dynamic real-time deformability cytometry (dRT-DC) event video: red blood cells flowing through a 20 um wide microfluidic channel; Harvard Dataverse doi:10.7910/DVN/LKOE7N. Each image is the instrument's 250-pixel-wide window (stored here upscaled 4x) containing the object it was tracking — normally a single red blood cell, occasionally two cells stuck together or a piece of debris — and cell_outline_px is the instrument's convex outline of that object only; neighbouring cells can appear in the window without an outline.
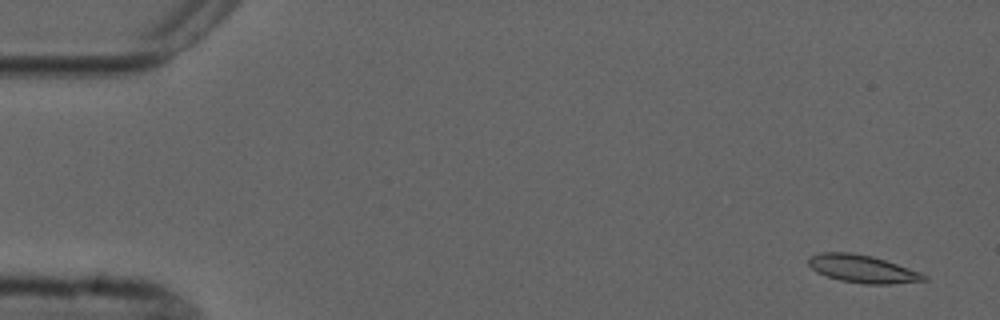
{"species": "common noctule bat (a hibernating species)", "species_latin": "Nyctalus noctula", "temperature_condition": "cold", "stored_images_in_passage": 4, "camera_frame_rate_fps": 3000, "um_per_image_px": 0.085, "animal": {"sex": "male", "forearm_length_mm": 52.5}, "frame": {"image": 1, "passage_image": 1, "time_ms": 0.0, "image_size_px": [1000, 320], "cell_outline_px": [[928, 280], [892, 284], [864, 284], [840, 280], [816, 272], [808, 264], [808, 260], [812, 256], [820, 252], [852, 252], [872, 256], [920, 272], [928, 276]], "centroid_in_image_um": [73.32, 22.85], "position_along_channel_um": 11.7, "area_um2": 18.55}}
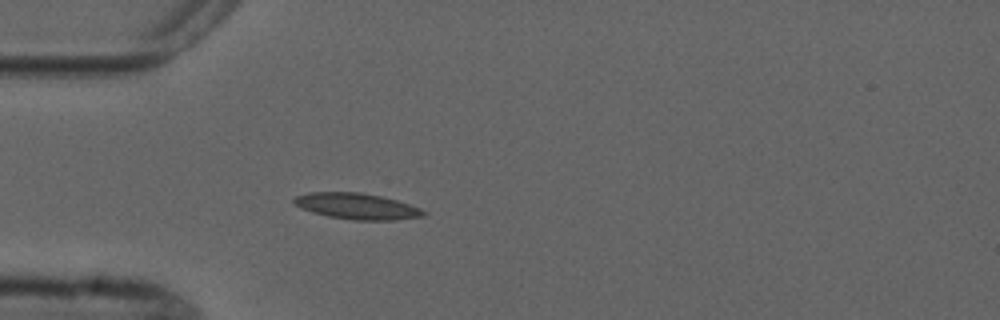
{"frame": {"image": 2, "passage_image": 4, "time_ms": 4.333, "image_size_px": [1000, 320], "cell_outline_px": [[428, 212], [424, 216], [392, 220], [352, 220], [328, 216], [312, 212], [292, 204], [292, 200], [296, 196], [308, 192], [360, 192], [380, 196], [396, 200], [420, 208]], "centroid_in_image_um": [30.3, 17.52], "position_along_channel_um": 54.7, "area_um2": 19.65}}